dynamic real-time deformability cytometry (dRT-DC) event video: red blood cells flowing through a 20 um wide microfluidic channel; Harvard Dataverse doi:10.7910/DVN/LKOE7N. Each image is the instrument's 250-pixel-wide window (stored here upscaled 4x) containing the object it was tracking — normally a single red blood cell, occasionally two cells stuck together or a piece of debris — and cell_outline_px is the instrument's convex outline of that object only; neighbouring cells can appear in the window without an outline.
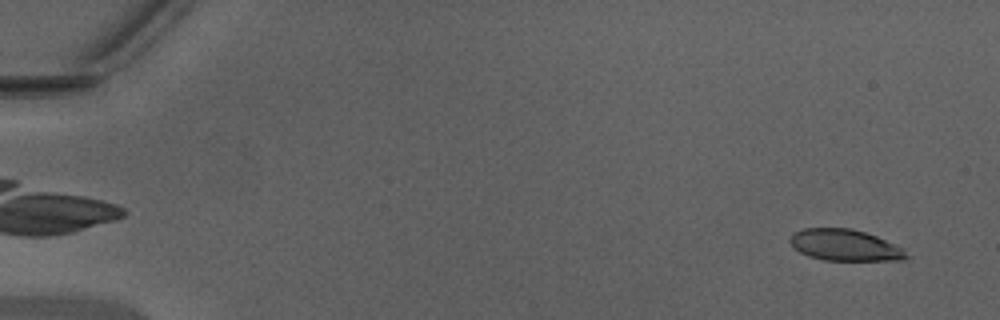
{"species": "Egyptian fruit bat (a non-hibernating species)", "species_latin": "Rousettus aegyptiacus", "temperature_condition": "warm", "stored_images_in_passage": 48, "camera_frame_rate_fps": 3000, "um_per_image_px": 0.085, "animal": {"sex": "male"}, "frame": {"image": 1, "passage_image": 3, "time_ms": 0.667, "image_size_px": [1000, 320], "cell_outline_px": [[908, 256], [904, 260], [824, 260], [808, 256], [800, 252], [788, 240], [792, 232], [804, 228], [852, 228], [876, 236], [896, 244], [904, 248]], "centroid_in_image_um": [71.81, 20.83], "position_along_channel_um": 13.2, "area_um2": 21.33}}
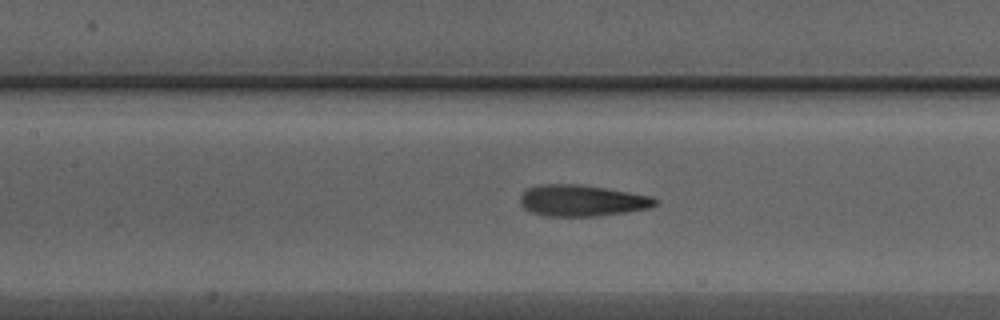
{"frame": {"image": 2, "passage_image": 23, "time_ms": 7.333, "image_size_px": [1000, 320], "cell_outline_px": [[660, 204], [652, 208], [628, 212], [596, 216], [548, 216], [532, 212], [524, 208], [520, 204], [520, 196], [528, 188], [540, 184], [580, 184], [652, 196], [660, 200]], "centroid_in_image_um": [49.53, 17.05], "position_along_channel_um": 157.9, "area_um2": 24.85}}
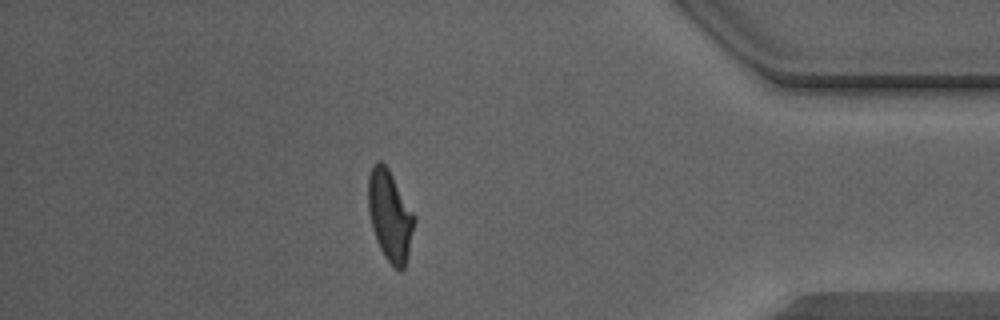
{"frame": {"image": 3, "passage_image": 42, "time_ms": 13.667, "image_size_px": [1000, 320], "cell_outline_px": [[416, 220], [408, 256], [404, 268], [400, 272], [392, 268], [384, 256], [376, 240], [372, 228], [368, 212], [368, 176], [372, 164], [376, 160], [380, 160], [388, 168], [416, 216]], "centroid_in_image_um": [33.15, 18.35], "position_along_channel_um": 402.1, "area_um2": 24.8}, "authors_computed_cell_mechanics": {"area_um2": 24.0737, "velocity_mm_per_s": 4.3901, "shape_relaxation_time_tau1_ms": 4.1107, "shape_relaxation_time_tau2_ms": 1.3654, "deformation_change_tau1": 0.188, "deformation_change_tau2": 0.0985}}